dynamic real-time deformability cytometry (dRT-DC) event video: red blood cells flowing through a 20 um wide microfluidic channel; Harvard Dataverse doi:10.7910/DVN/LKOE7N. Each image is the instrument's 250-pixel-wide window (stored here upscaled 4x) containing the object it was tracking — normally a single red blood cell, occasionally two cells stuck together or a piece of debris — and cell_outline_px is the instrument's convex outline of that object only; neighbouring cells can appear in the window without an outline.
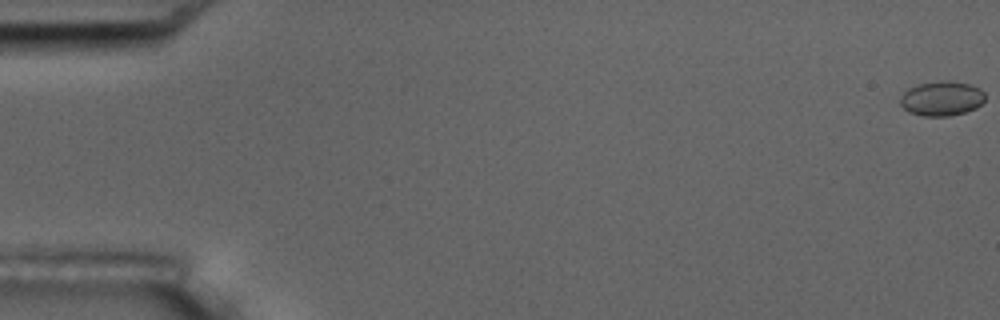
{"species": "common noctule bat (a hibernating species)", "species_latin": "Nyctalus noctula", "temperature_condition": "room temperature", "stored_images_in_passage": 5, "camera_frame_rate_fps": 3000, "um_per_image_px": 0.085, "animal": {"sex": "male", "body_mass_g": 17.5, "forearm_length_mm": 52.3}, "frame": {"image": 1, "passage_image": 1, "time_ms": 0.0, "image_size_px": [1000, 320], "cell_outline_px": [[984, 100], [976, 108], [964, 112], [948, 116], [924, 116], [908, 112], [900, 104], [900, 96], [908, 88], [920, 84], [944, 80], [948, 80], [968, 84], [980, 88], [984, 92]], "centroid_in_image_um": [80.03, 8.37], "position_along_channel_um": 5.0, "area_um2": 17.05}}
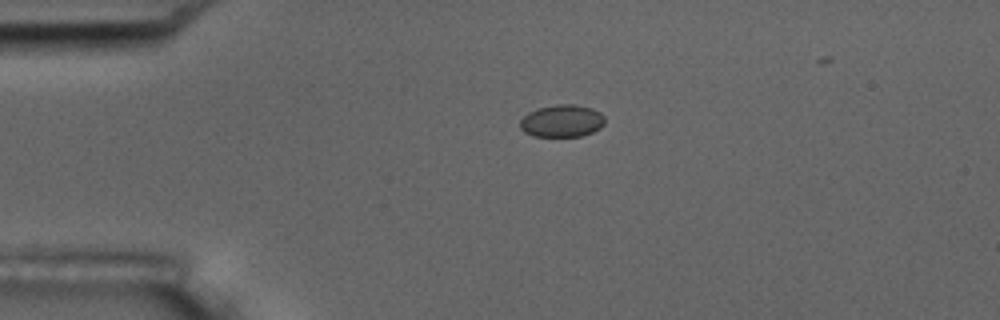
{"frame": {"image": 2, "passage_image": 4, "time_ms": 4.333, "image_size_px": [1000, 320], "cell_outline_px": [[604, 124], [600, 128], [592, 132], [580, 136], [532, 136], [524, 132], [520, 128], [520, 120], [528, 112], [536, 108], [556, 104], [576, 104], [592, 108], [600, 112], [604, 116]], "centroid_in_image_um": [47.75, 10.27], "position_along_channel_um": 37.2, "area_um2": 16.13}}